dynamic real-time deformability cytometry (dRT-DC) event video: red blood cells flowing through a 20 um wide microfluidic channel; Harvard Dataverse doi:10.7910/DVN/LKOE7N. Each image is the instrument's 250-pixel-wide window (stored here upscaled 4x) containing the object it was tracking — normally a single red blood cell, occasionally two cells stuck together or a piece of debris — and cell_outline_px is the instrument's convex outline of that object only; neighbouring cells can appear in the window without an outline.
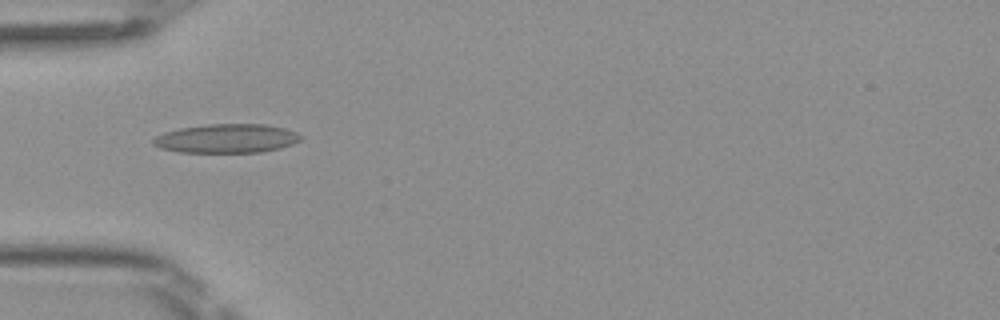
{"species": "Egyptian fruit bat (a non-hibernating species)", "species_latin": "Rousettus aegyptiacus", "temperature_condition": "room temperature", "stored_images_in_passage": 29, "camera_frame_rate_fps": 3000, "um_per_image_px": 0.085, "frame": {"image": 1, "passage_image": 1, "time_ms": 0.0, "image_size_px": [1000, 320], "cell_outline_px": [[304, 136], [300, 140], [292, 144], [280, 148], [260, 152], [180, 152], [160, 148], [152, 144], [152, 140], [156, 136], [164, 132], [180, 128], [208, 124], [264, 124], [284, 128], [296, 132]], "centroid_in_image_um": [19.26, 11.77], "position_along_channel_um": 65.7, "area_um2": 24.85}}
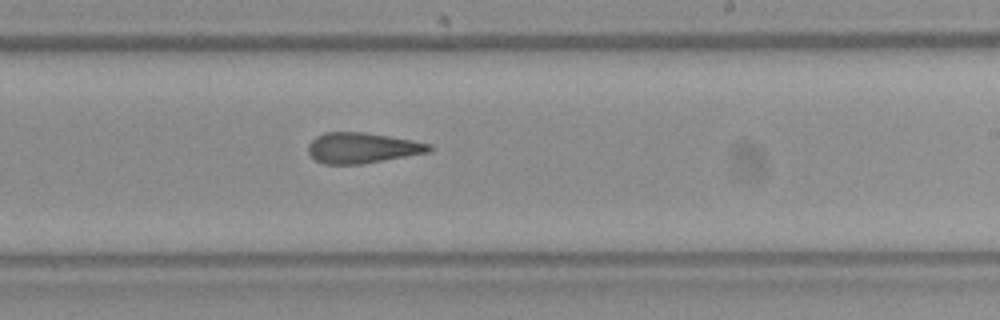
{"frame": {"image": 2, "passage_image": 15, "time_ms": 4.667, "image_size_px": [1000, 320], "cell_outline_px": [[432, 152], [360, 164], [324, 164], [316, 160], [308, 152], [308, 144], [316, 136], [324, 132], [364, 132], [412, 140], [432, 144]], "centroid_in_image_um": [30.8, 12.57], "position_along_channel_um": 258.2, "area_um2": 21.56}}
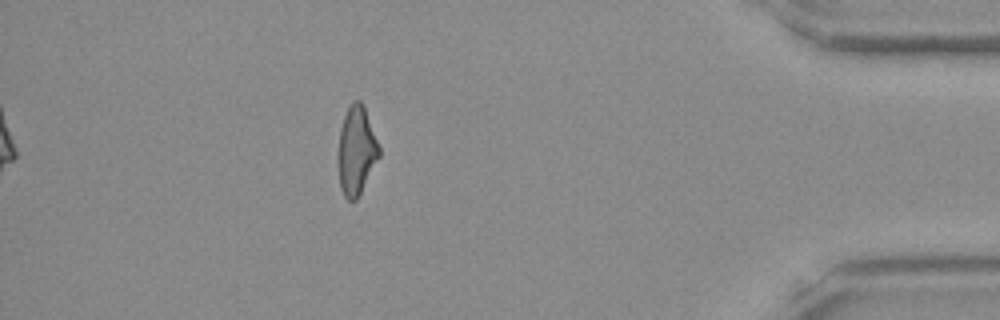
{"frame": {"image": 3, "passage_image": 29, "time_ms": 9.333, "image_size_px": [1000, 320], "cell_outline_px": [[380, 156], [356, 200], [348, 200], [344, 196], [340, 188], [336, 164], [336, 156], [340, 128], [344, 116], [352, 100], [360, 100], [364, 104], [380, 148]], "centroid_in_image_um": [30.26, 12.79], "position_along_channel_um": 404.9, "area_um2": 21.62}, "authors_computed_cell_mechanics": {"area_um2": 21.7906, "velocity_mm_per_s": 4.1216, "shape_relaxation_time_tau1_ms": null, "shape_relaxation_time_tau2_ms": 4.4369, "deformation_change_tau1": null, "deformation_change_tau2": 0.164}}